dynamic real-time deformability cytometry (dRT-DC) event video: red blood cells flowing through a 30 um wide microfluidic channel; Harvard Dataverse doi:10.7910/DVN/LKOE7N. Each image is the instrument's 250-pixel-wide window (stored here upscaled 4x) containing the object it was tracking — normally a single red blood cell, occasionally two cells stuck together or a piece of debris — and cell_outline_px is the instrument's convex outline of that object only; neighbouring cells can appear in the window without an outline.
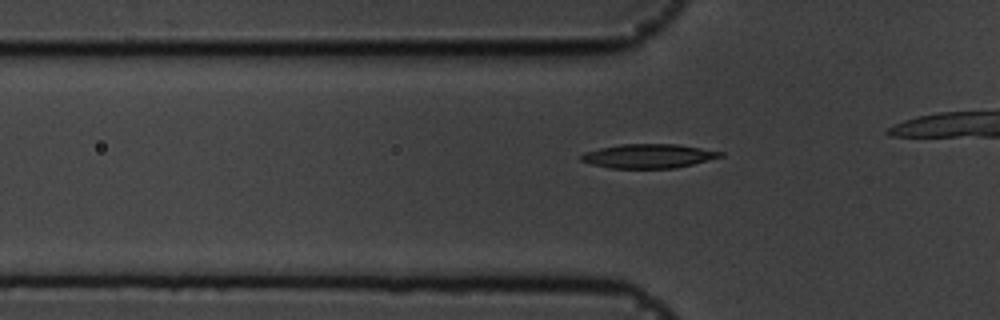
{"species": "common noctule bat (a hibernating species)", "species_latin": "Nyctalus noctula", "temperature_condition": "cold", "stored_images_in_passage": 44, "camera_frame_rate_fps": 3000, "um_per_image_px": 0.085, "animal": {"sex": "male", "body_mass_g": 19.5, "forearm_length_mm": 54.6}, "frame": {"image": 1, "passage_image": 18, "time_ms": 5.667, "image_size_px": [1000, 320], "cell_outline_px": [[724, 156], [676, 168], [612, 168], [592, 164], [580, 160], [580, 156], [584, 152], [600, 148], [620, 144], [676, 144], [724, 152]], "centroid_in_image_um": [55.12, 13.26], "position_along_channel_um": 70.7, "area_um2": 19.42}}
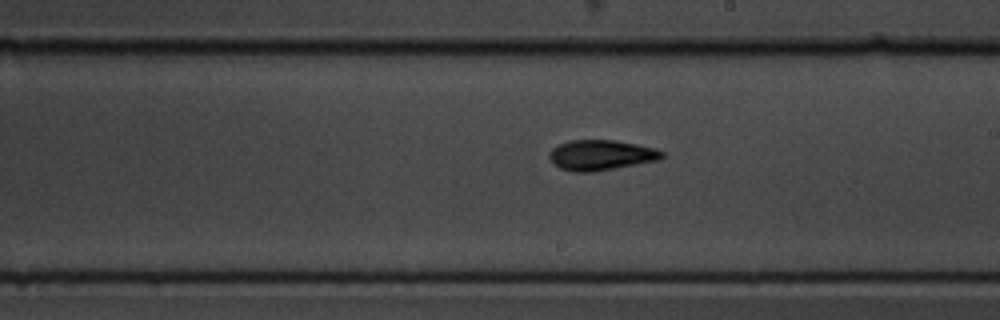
{"frame": {"image": 2, "passage_image": 32, "time_ms": 10.333, "image_size_px": [1000, 320], "cell_outline_px": [[664, 156], [660, 160], [592, 172], [572, 172], [560, 168], [552, 164], [548, 156], [548, 152], [552, 148], [560, 144], [572, 140], [612, 140], [636, 144], [656, 148], [664, 152]], "centroid_in_image_um": [51.07, 13.19], "position_along_channel_um": 237.9, "area_um2": 20.0}}
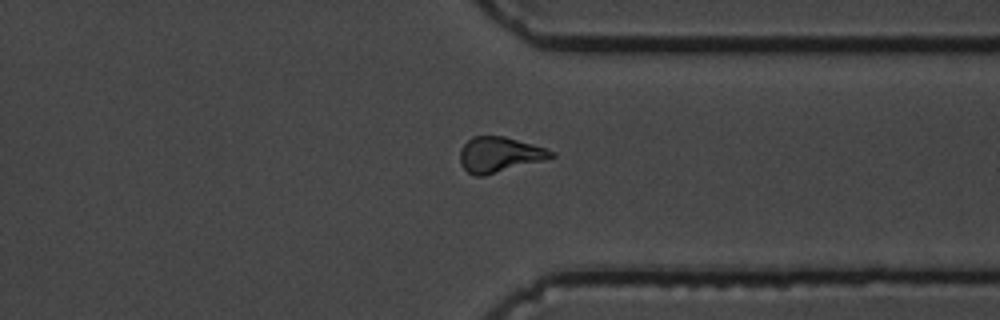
{"frame": {"image": 3, "passage_image": 43, "time_ms": 14.0, "image_size_px": [1000, 320], "cell_outline_px": [[556, 156], [544, 160], [484, 176], [476, 176], [468, 172], [460, 164], [460, 148], [472, 136], [504, 136], [532, 144], [556, 152]], "centroid_in_image_um": [42.44, 13.14], "position_along_channel_um": 369.0, "area_um2": 18.73}}